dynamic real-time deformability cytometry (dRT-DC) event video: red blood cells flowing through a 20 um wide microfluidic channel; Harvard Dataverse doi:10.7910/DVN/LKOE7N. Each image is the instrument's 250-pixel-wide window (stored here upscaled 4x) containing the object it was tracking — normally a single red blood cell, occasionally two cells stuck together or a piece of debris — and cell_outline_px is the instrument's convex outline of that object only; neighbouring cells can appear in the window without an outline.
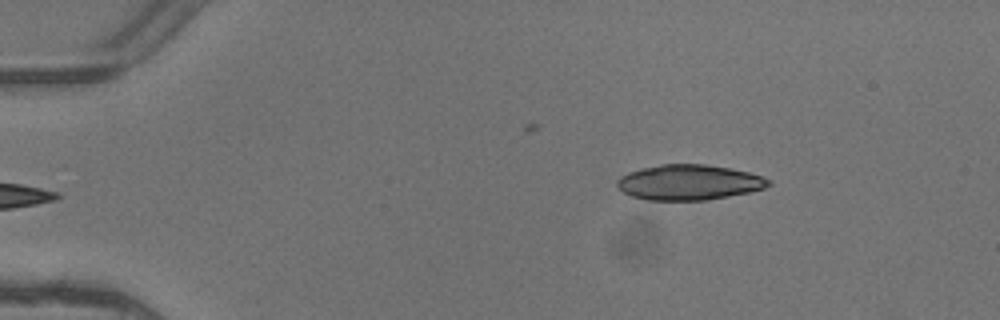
{"species": "common noctule bat (a hibernating species)", "species_latin": "Nyctalus noctula", "temperature_condition": "warm", "stored_images_in_passage": 6, "camera_frame_rate_fps": 3000, "um_per_image_px": 0.085, "animal": {"sex": "female"}, "frame": {"image": 1, "passage_image": 6, "time_ms": 1.667, "image_size_px": [1000, 320], "cell_outline_px": [[772, 184], [764, 188], [748, 192], [708, 200], [648, 200], [632, 196], [624, 192], [616, 184], [616, 180], [620, 176], [628, 172], [660, 164], [704, 164], [728, 168], [748, 172], [772, 180]], "centroid_in_image_um": [58.56, 15.5], "position_along_channel_um": 26.4, "area_um2": 30.98}}